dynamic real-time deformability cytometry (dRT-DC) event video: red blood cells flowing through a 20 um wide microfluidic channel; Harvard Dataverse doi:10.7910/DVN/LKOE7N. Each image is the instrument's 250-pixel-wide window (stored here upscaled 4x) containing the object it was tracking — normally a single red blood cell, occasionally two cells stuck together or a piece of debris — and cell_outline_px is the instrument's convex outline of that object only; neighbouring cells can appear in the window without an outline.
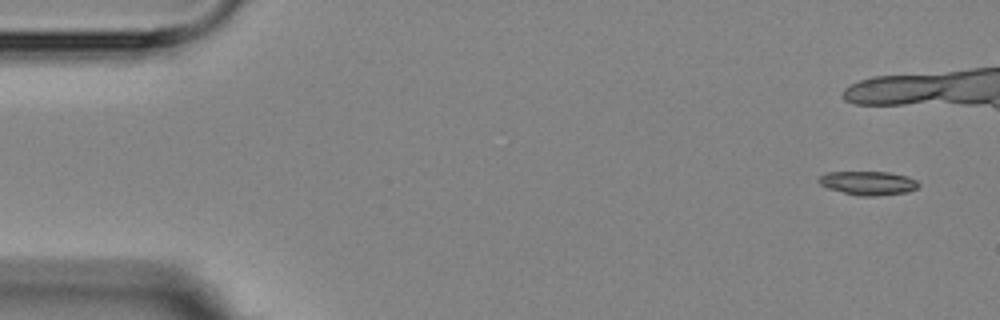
{"species": "Egyptian fruit bat (a non-hibernating species)", "species_latin": "Rousettus aegyptiacus", "temperature_condition": "room temperature", "stored_images_in_passage": 8, "camera_frame_rate_fps": 3000, "um_per_image_px": 0.085, "animal": {"sex": "female"}, "frame": {"image": 1, "passage_image": 1, "time_ms": 0.0, "image_size_px": [1000, 320], "cell_outline_px": [[920, 184], [916, 188], [908, 192], [876, 196], [860, 196], [828, 188], [820, 184], [816, 180], [824, 172], [888, 172], [908, 176], [916, 180]], "centroid_in_image_um": [73.79, 15.55], "position_along_channel_um": 11.2, "area_um2": 13.87}}